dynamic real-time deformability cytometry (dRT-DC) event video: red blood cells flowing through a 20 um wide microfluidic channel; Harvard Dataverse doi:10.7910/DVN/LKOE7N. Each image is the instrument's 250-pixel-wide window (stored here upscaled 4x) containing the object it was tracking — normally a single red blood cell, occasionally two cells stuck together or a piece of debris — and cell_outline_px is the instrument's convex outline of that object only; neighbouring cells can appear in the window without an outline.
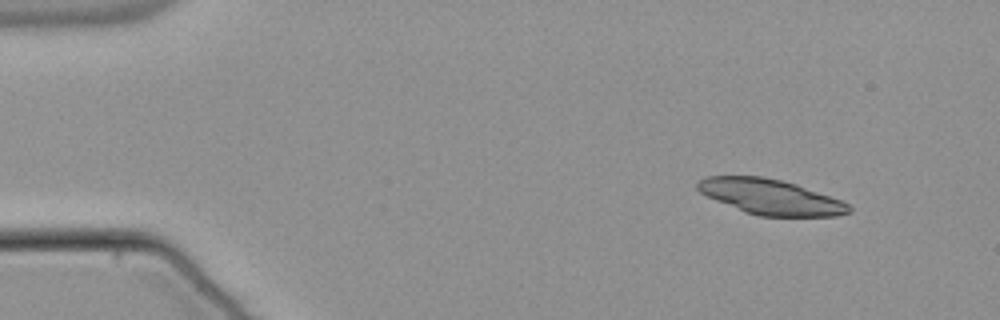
{"species": "common noctule bat (a hibernating species)", "species_latin": "Nyctalus noctula", "temperature_condition": "warm", "stored_images_in_passage": 20, "camera_frame_rate_fps": 3000, "um_per_image_px": 0.085, "animal": {"sex": "male", "body_mass_g": 21.5, "forearm_length_mm": 52.0}, "frame": {"image": 1, "passage_image": 5, "time_ms": 1.333, "image_size_px": [1000, 320], "cell_outline_px": [[852, 212], [836, 216], [760, 216], [744, 212], [716, 200], [700, 192], [696, 188], [696, 184], [700, 180], [708, 176], [764, 176], [796, 184], [840, 200], [848, 204], [852, 208]], "centroid_in_image_um": [65.49, 16.74], "position_along_channel_um": 19.5, "area_um2": 30.87}}